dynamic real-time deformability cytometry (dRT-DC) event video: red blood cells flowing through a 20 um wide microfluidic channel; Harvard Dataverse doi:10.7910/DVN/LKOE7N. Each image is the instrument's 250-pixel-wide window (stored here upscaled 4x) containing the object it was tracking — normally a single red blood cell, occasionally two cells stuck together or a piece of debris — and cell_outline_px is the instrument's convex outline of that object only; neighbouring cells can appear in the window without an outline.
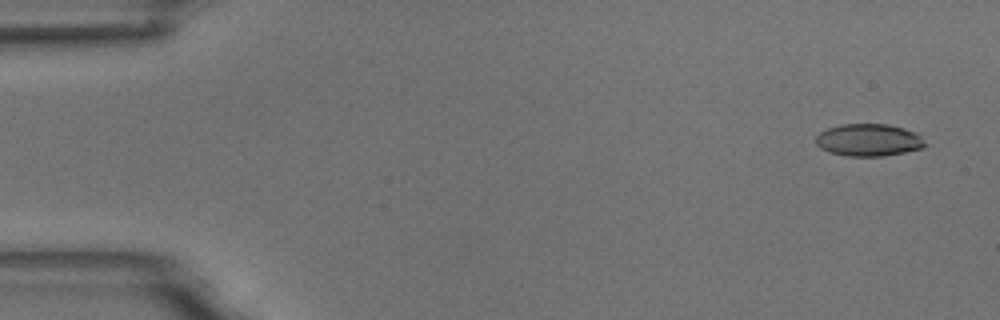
{"species": "common noctule bat (a hibernating species)", "species_latin": "Nyctalus noctula", "temperature_condition": "room temperature", "stored_images_in_passage": 6, "camera_frame_rate_fps": 3000, "um_per_image_px": 0.085, "animal": {"sex": "male", "body_mass_g": 18.8}, "frame": {"image": 1, "passage_image": 1, "time_ms": 0.0, "image_size_px": [1000, 320], "cell_outline_px": [[924, 144], [920, 148], [904, 152], [880, 156], [848, 156], [828, 152], [820, 148], [816, 144], [816, 136], [820, 132], [828, 128], [840, 124], [888, 124], [904, 128], [916, 132], [920, 136]], "centroid_in_image_um": [73.78, 11.89], "position_along_channel_um": 11.2, "area_um2": 20.4}}
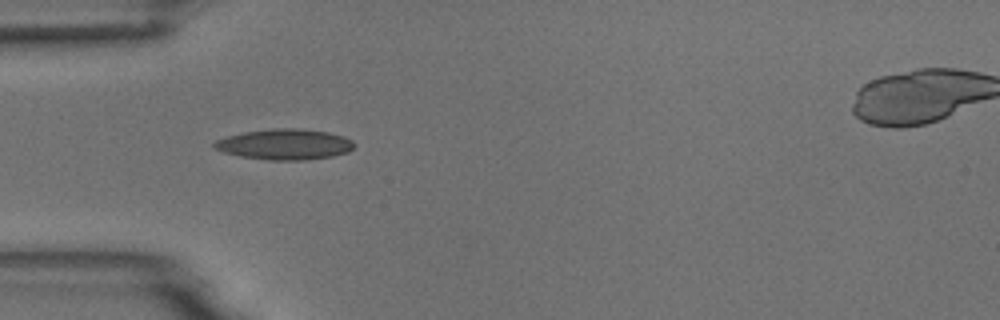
{"frame": {"image": 2, "passage_image": 5, "time_ms": 1.333, "image_size_px": [1000, 320], "cell_outline_px": [[356, 144], [348, 152], [332, 156], [304, 160], [268, 160], [240, 156], [224, 152], [212, 148], [212, 144], [216, 140], [228, 136], [244, 132], [272, 128], [300, 128], [328, 132], [344, 136], [352, 140]], "centroid_in_image_um": [24.2, 12.26], "position_along_channel_um": 60.8, "area_um2": 25.09}}